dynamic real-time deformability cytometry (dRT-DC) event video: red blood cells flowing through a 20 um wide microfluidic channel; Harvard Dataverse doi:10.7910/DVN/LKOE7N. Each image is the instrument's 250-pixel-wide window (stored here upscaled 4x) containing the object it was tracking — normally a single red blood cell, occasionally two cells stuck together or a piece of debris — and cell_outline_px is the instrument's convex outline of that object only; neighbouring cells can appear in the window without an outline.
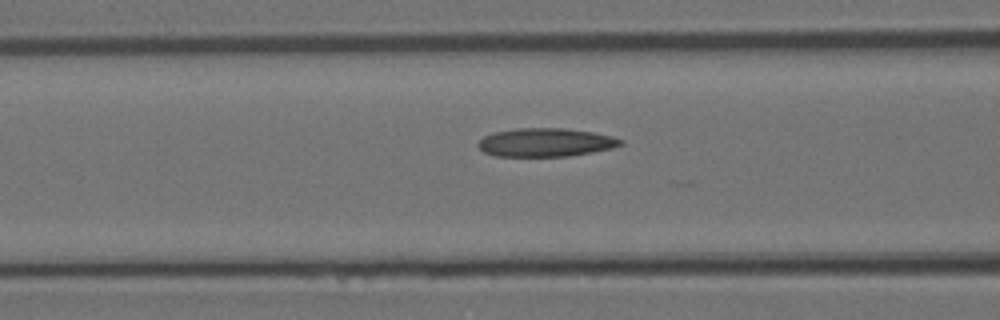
{"species": "Egyptian fruit bat (a non-hibernating species)", "species_latin": "Rousettus aegyptiacus", "temperature_condition": "room temperature", "stored_images_in_passage": 19, "camera_frame_rate_fps": 3000, "um_per_image_px": 0.085, "animal": {"sex": "female"}, "frame": {"image": 1, "passage_image": 7, "time_ms": 2.0, "image_size_px": [1000, 320], "cell_outline_px": [[624, 144], [612, 148], [592, 152], [568, 156], [496, 156], [484, 152], [476, 144], [484, 136], [496, 132], [516, 128], [564, 128], [592, 132], [612, 136], [624, 140]], "centroid_in_image_um": [46.4, 12.1], "position_along_channel_um": 120.2, "area_um2": 23.58}}